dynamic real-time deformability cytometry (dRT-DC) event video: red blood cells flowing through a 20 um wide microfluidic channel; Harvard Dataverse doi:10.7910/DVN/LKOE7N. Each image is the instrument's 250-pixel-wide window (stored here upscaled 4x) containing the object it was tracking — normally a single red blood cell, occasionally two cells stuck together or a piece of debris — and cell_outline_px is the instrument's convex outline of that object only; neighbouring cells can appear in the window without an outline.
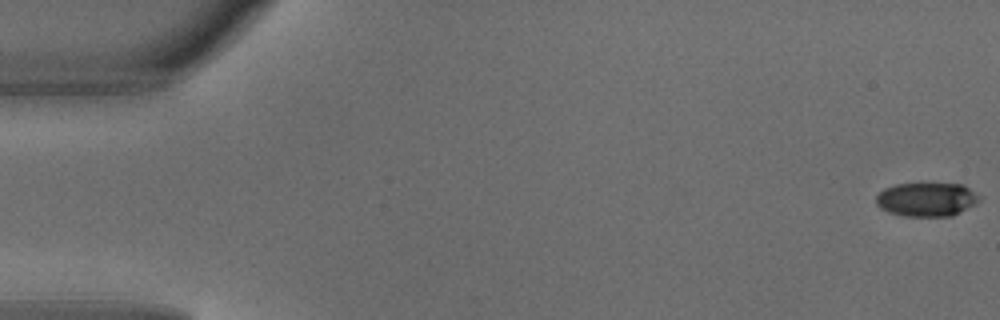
{"species": "common noctule bat (a hibernating species)", "species_latin": "Nyctalus noctula", "temperature_condition": "warm", "stored_images_in_passage": 4, "segment_of_instrument_passage": [2, 2], "camera_frame_rate_fps": 3000, "um_per_image_px": 0.085, "animal": {"sex": "male", "body_mass_g": 18.8}, "frame": {"image": 1, "passage_image": 4, "time_ms": 1.0, "image_size_px": [1000, 320], "cell_outline_px": [[980, 200], [976, 204], [952, 216], [904, 216], [888, 212], [880, 208], [876, 204], [876, 196], [884, 188], [896, 184], [964, 184], [980, 196]], "centroid_in_image_um": [78.77, 16.95], "position_along_channel_um": 6.2, "area_um2": 20.4}}